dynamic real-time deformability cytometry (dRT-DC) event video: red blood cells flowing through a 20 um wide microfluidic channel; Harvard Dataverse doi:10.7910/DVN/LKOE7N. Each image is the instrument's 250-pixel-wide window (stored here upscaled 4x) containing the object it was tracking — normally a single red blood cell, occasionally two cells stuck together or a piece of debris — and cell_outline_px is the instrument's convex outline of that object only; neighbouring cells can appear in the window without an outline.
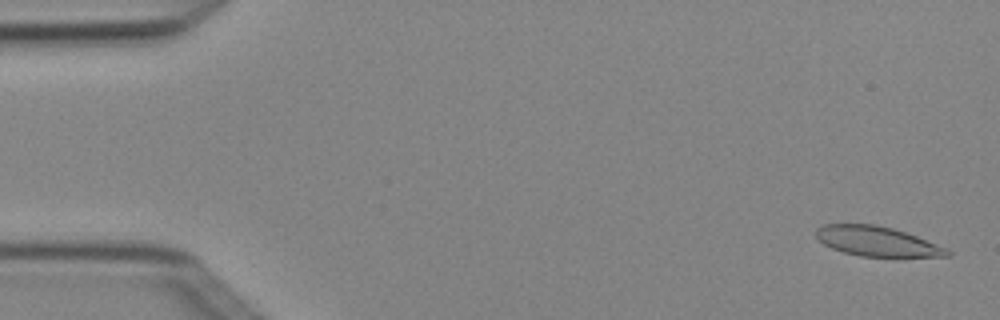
{"species": "Egyptian fruit bat (a non-hibernating species)", "species_latin": "Rousettus aegyptiacus", "temperature_condition": "cold", "stored_images_in_passage": 5, "camera_frame_rate_fps": 3000, "um_per_image_px": 0.085, "animal": {"sex": "female"}, "frame": {"image": 1, "passage_image": 1, "time_ms": 0.0, "image_size_px": [1000, 320], "cell_outline_px": [[952, 256], [860, 256], [844, 252], [832, 248], [824, 244], [816, 236], [816, 228], [820, 224], [876, 224], [892, 228], [916, 236], [948, 248], [952, 252]], "centroid_in_image_um": [74.54, 20.5], "position_along_channel_um": 10.5, "area_um2": 22.6}}
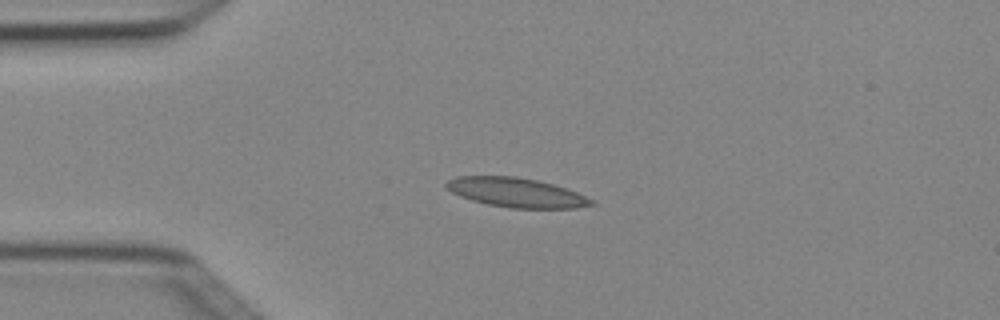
{"frame": {"image": 2, "passage_image": 3, "time_ms": 0.667, "image_size_px": [1000, 320], "cell_outline_px": [[596, 204], [576, 208], [512, 208], [488, 204], [472, 200], [460, 196], [452, 192], [444, 184], [448, 180], [456, 176], [516, 176], [536, 180], [552, 184], [576, 192], [592, 200]], "centroid_in_image_um": [43.86, 16.36], "position_along_channel_um": 41.1, "area_um2": 24.57}}
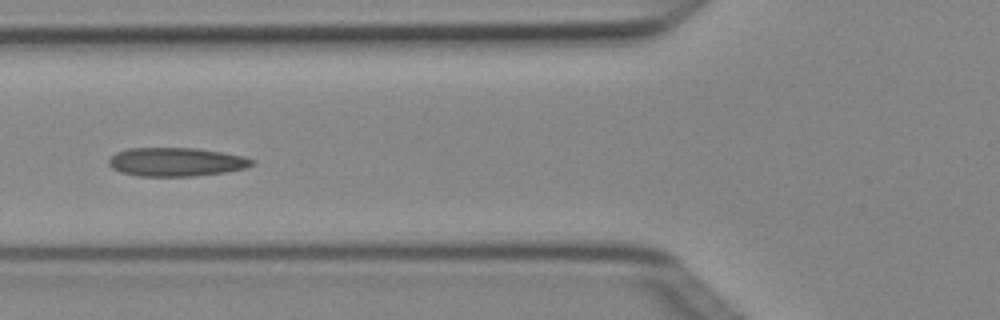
{"frame": {"image": 3, "passage_image": 5, "time_ms": 1.333, "image_size_px": [1000, 320], "cell_outline_px": [[256, 160], [252, 164], [244, 168], [224, 172], [196, 176], [140, 176], [120, 172], [112, 168], [108, 164], [108, 160], [116, 152], [128, 148], [196, 148], [244, 156]], "centroid_in_image_um": [14.95, 13.76], "position_along_channel_um": 110.9, "area_um2": 23.87}}